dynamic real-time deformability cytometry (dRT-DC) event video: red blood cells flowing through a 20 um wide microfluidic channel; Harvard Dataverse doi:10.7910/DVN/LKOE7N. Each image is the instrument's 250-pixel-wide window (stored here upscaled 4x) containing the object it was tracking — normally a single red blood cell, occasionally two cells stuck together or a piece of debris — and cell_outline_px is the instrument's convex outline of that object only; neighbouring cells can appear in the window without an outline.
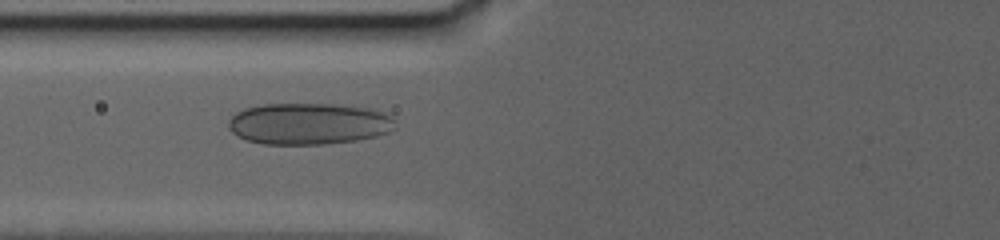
{"species": "human", "species_latin": "Homo sapiens", "temperature_condition": "warm", "stored_images_in_passage": 33, "camera_frame_rate_fps": 3000, "um_per_image_px": 0.085, "donor": {"sex": "female"}, "frame": {"image": 1, "passage_image": 3, "time_ms": 1.0, "image_size_px": [1000, 240], "cell_outline_px": [[392, 128], [388, 132], [376, 136], [356, 140], [324, 144], [264, 144], [248, 140], [236, 136], [228, 128], [228, 120], [236, 112], [244, 108], [264, 104], [340, 104], [372, 108], [384, 112], [392, 116]], "centroid_in_image_um": [26.21, 10.5], "position_along_channel_um": 99.6, "area_um2": 40.46}}
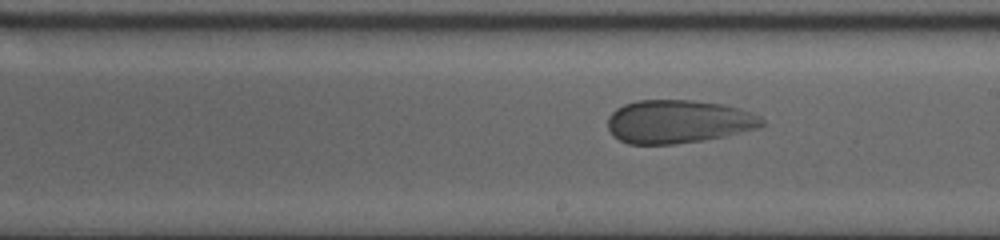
{"frame": {"image": 2, "passage_image": 15, "time_ms": 5.667, "image_size_px": [1000, 240], "cell_outline_px": [[764, 124], [760, 128], [724, 136], [704, 140], [676, 144], [628, 144], [612, 136], [608, 128], [608, 116], [616, 108], [624, 104], [636, 100], [692, 100], [724, 104], [760, 116], [764, 120]], "centroid_in_image_um": [57.63, 10.34], "position_along_channel_um": 231.4, "area_um2": 39.07}}
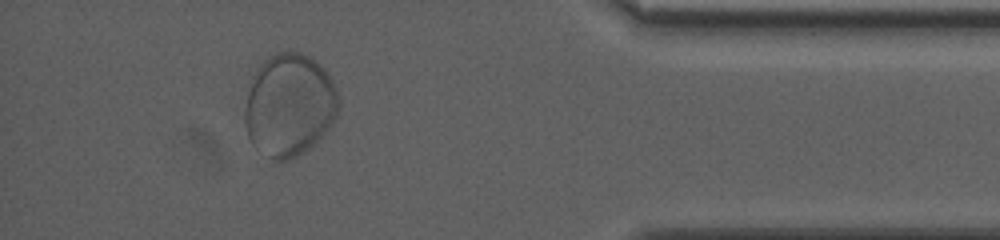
{"frame": {"image": 3, "passage_image": 31, "time_ms": 13.0, "image_size_px": [1000, 240], "cell_outline_px": [[340, 108], [336, 116], [328, 128], [308, 148], [296, 156], [288, 160], [272, 160], [252, 144], [248, 136], [244, 120], [244, 108], [248, 80], [256, 68], [268, 56], [276, 52], [300, 52], [308, 56], [320, 64], [324, 68], [332, 80], [336, 88], [340, 100]], "centroid_in_image_um": [24.56, 8.89], "position_along_channel_um": 410.6, "area_um2": 56.59}, "authors_computed_cell_mechanics": {"area_um2": 39.0728, "velocity_mm_per_s": 2.82, "shape_relaxation_time_tau1_ms": 7.7478, "shape_relaxation_time_tau2_ms": null, "deformation_change_tau1": 0.0852, "deformation_change_tau2": null}}